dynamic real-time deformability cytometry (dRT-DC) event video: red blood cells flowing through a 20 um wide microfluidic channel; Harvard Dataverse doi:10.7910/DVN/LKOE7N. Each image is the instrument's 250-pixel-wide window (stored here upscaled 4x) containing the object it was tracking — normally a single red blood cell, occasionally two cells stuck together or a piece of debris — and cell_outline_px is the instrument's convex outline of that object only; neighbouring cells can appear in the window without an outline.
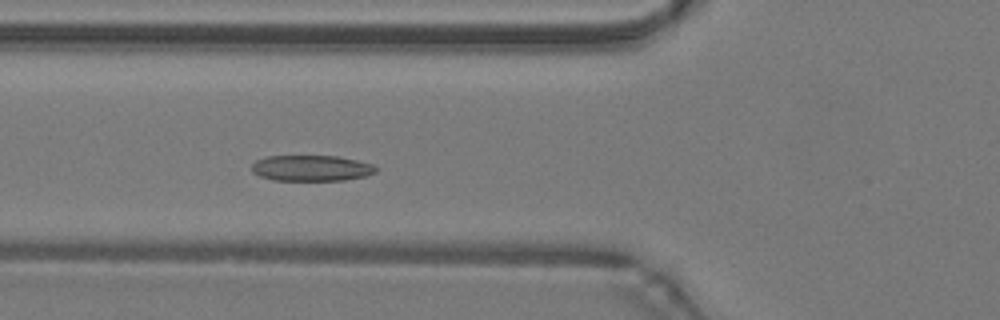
{"species": "common noctule bat (a hibernating species)", "species_latin": "Nyctalus noctula", "temperature_condition": "warm", "stored_images_in_passage": 44, "camera_frame_rate_fps": 3000, "um_per_image_px": 0.085, "animal": {"sex": "male", "body_mass_g": 19.2, "forearm_length_mm": 51.8}, "frame": {"image": 1, "passage_image": 14, "time_ms": 4.333, "image_size_px": [1000, 320], "cell_outline_px": [[380, 168], [376, 172], [364, 176], [344, 180], [272, 180], [260, 176], [252, 172], [252, 164], [256, 160], [268, 156], [336, 156], [356, 160], [372, 164]], "centroid_in_image_um": [26.47, 14.29], "position_along_channel_um": 99.3, "area_um2": 18.67}}
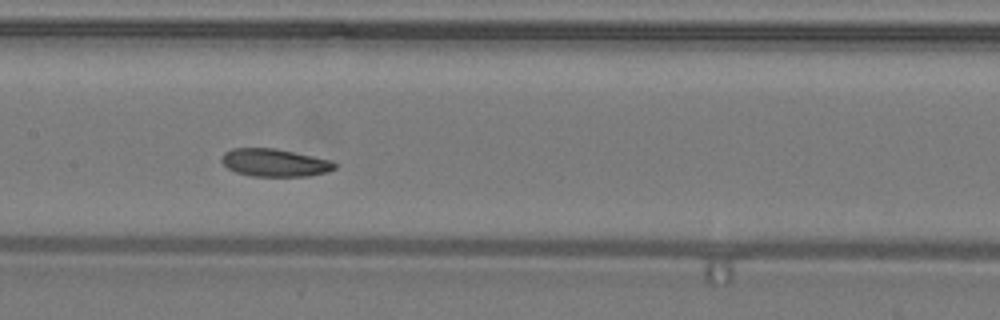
{"frame": {"image": 2, "passage_image": 20, "time_ms": 6.333, "image_size_px": [1000, 320], "cell_outline_px": [[336, 168], [328, 172], [308, 176], [252, 176], [236, 172], [228, 168], [220, 160], [220, 156], [224, 152], [232, 148], [276, 148], [332, 160], [336, 164]], "centroid_in_image_um": [23.34, 13.82], "position_along_channel_um": 184.1, "area_um2": 18.44}}
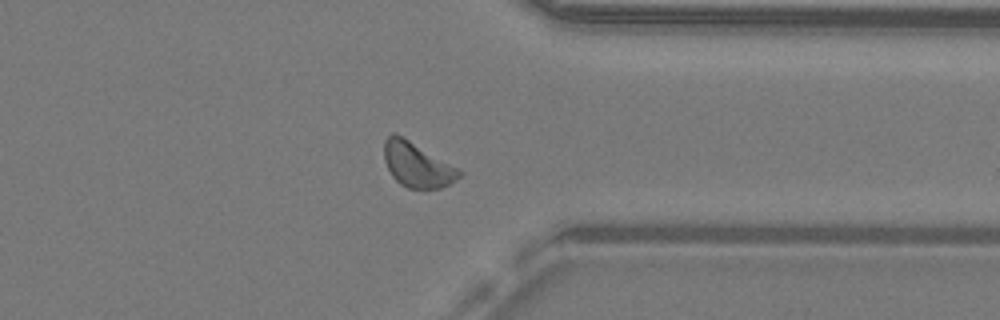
{"frame": {"image": 3, "passage_image": 34, "time_ms": 11.0, "image_size_px": [1000, 320], "cell_outline_px": [[464, 172], [456, 180], [440, 188], [408, 188], [400, 184], [392, 176], [384, 160], [384, 140], [392, 132], [396, 132]], "centroid_in_image_um": [35.42, 13.99], "position_along_channel_um": 376.0, "area_um2": 19.42}, "authors_computed_cell_mechanics": {"area_um2": 19.2185, "velocity_mm_per_s": 4.2205, "shape_relaxation_time_tau1_ms": 9.9723, "shape_relaxation_time_tau2_ms": 9.6847, "deformation_change_tau1": 0.1669, "deformation_change_tau2": 0.1534}}